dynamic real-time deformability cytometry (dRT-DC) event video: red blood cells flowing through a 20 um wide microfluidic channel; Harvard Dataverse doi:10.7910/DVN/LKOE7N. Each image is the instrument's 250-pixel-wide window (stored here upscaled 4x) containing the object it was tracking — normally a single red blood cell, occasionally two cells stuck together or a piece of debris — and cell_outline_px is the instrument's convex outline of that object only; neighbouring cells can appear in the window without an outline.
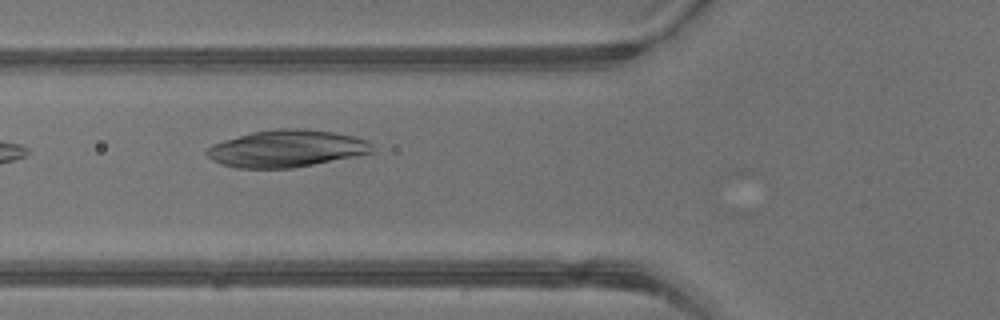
{"species": "common noctule bat (a hibernating species)", "species_latin": "Nyctalus noctula", "temperature_condition": "warm", "stored_images_in_passage": 5, "camera_frame_rate_fps": 3000, "um_per_image_px": 0.085, "animal": {"sex": "male", "body_mass_g": 13.3}, "frame": {"image": 1, "passage_image": 4, "time_ms": 1.0, "image_size_px": [1000, 320], "cell_outline_px": [[372, 152], [292, 168], [236, 168], [220, 164], [212, 160], [204, 152], [212, 144], [224, 140], [252, 132], [276, 128], [300, 128], [332, 132], [356, 136], [372, 144]], "centroid_in_image_um": [24.29, 12.62], "position_along_channel_um": 101.5, "area_um2": 35.43}}